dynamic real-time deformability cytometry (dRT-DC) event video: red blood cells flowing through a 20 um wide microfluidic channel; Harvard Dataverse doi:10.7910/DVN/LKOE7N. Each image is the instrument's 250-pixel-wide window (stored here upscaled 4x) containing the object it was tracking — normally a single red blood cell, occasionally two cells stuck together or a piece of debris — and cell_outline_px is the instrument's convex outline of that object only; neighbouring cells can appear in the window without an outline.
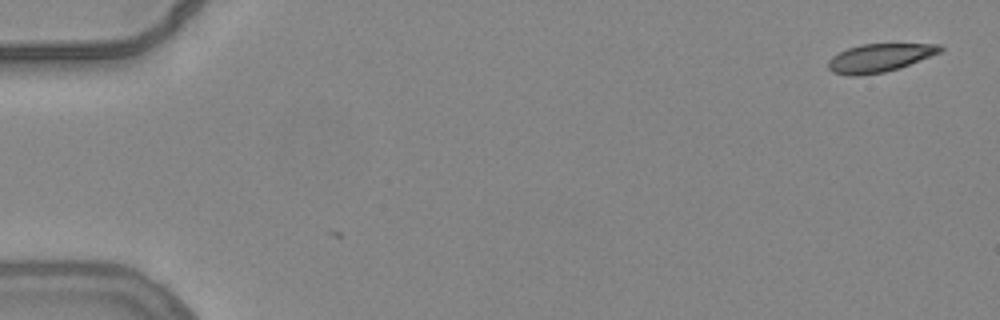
{"species": "common noctule bat (a hibernating species)", "species_latin": "Nyctalus noctula", "temperature_condition": "warm", "stored_images_in_passage": 2, "camera_frame_rate_fps": 3000, "um_per_image_px": 0.085, "animal": {"sex": "female", "body_mass_g": 24.6, "forearm_length_mm": 56.2}, "frame": {"image": 1, "passage_image": 2, "time_ms": 0.333, "image_size_px": [1000, 320], "cell_outline_px": [[944, 48], [940, 52], [900, 68], [884, 72], [856, 76], [848, 76], [832, 72], [828, 68], [828, 60], [832, 56], [848, 48], [860, 44], [940, 44]], "centroid_in_image_um": [74.73, 4.92], "position_along_channel_um": 10.3, "area_um2": 18.38}}